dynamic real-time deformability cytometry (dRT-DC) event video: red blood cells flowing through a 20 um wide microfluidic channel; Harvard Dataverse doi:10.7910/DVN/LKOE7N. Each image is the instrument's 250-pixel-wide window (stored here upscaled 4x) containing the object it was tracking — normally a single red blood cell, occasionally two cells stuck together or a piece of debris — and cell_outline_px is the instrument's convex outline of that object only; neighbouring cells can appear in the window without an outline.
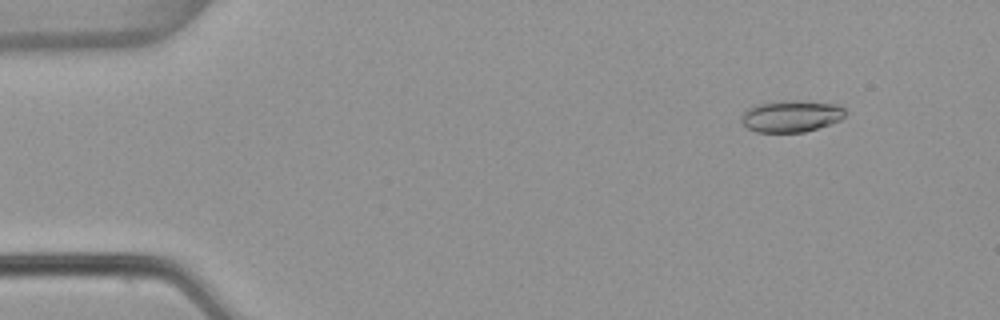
{"species": "common noctule bat (a hibernating species)", "species_latin": "Nyctalus noctula", "temperature_condition": "warm", "stored_images_in_passage": 5, "camera_frame_rate_fps": 3000, "um_per_image_px": 0.085, "animal": {"sex": "female", "body_mass_g": 22.7, "forearm_length_mm": 54.2}, "frame": {"image": 1, "passage_image": 1, "time_ms": 0.0, "image_size_px": [1000, 320], "cell_outline_px": [[844, 116], [840, 120], [804, 132], [756, 132], [748, 128], [740, 120], [740, 116], [748, 108], [756, 104], [780, 100], [804, 100], [840, 104], [844, 108]], "centroid_in_image_um": [67.24, 9.85], "position_along_channel_um": 17.8, "area_um2": 19.42}}
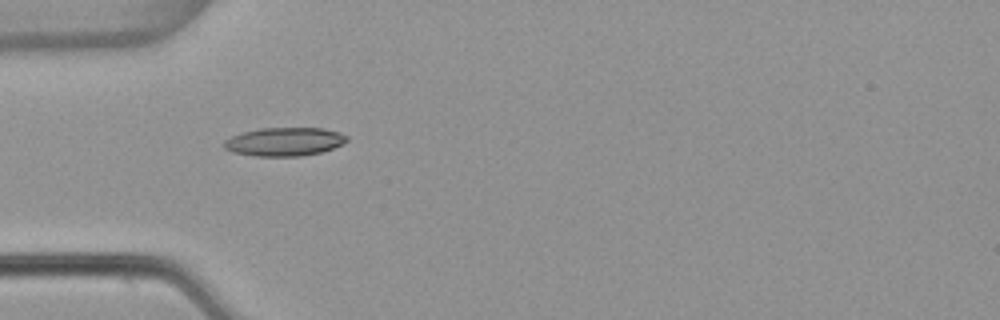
{"frame": {"image": 2, "passage_image": 4, "time_ms": 1.0, "image_size_px": [1000, 320], "cell_outline_px": [[348, 140], [344, 144], [320, 152], [300, 156], [256, 156], [232, 152], [224, 148], [224, 140], [232, 136], [244, 132], [260, 128], [324, 128], [340, 132], [348, 136]], "centroid_in_image_um": [24.2, 12.04], "position_along_channel_um": 60.8, "area_um2": 20.4}}
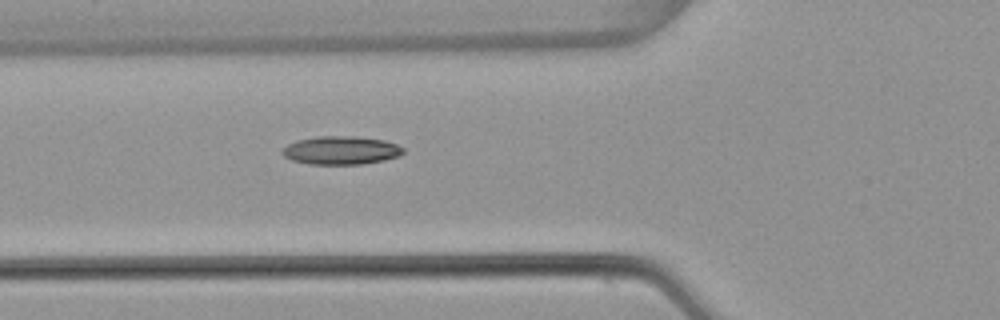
{"frame": {"image": 3, "passage_image": 5, "time_ms": 1.333, "image_size_px": [1000, 320], "cell_outline_px": [[404, 152], [396, 156], [384, 160], [360, 164], [308, 164], [292, 160], [284, 156], [280, 152], [288, 144], [296, 140], [316, 136], [356, 136], [384, 140], [396, 144], [404, 148]], "centroid_in_image_um": [28.95, 12.77], "position_along_channel_um": 96.8, "area_um2": 19.94}}